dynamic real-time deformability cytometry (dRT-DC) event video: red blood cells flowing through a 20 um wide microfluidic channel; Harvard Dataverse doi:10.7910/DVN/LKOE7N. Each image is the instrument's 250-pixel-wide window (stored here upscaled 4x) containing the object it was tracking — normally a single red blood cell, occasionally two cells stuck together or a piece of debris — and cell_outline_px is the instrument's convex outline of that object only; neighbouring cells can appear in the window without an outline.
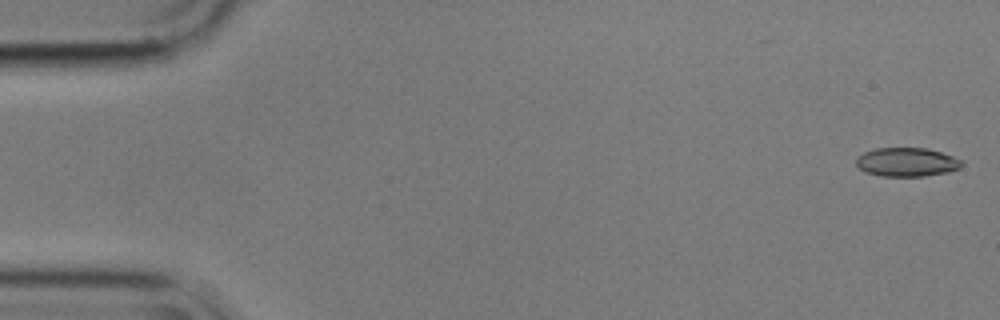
{"species": "common noctule bat (a hibernating species)", "species_latin": "Nyctalus noctula", "temperature_condition": "cold", "stored_images_in_passage": 14, "camera_frame_rate_fps": 3000, "um_per_image_px": 0.085, "animal": {"sex": "male", "body_mass_g": 17.9}, "frame": {"image": 1, "passage_image": 1, "time_ms": 0.0, "image_size_px": [1000, 320], "cell_outline_px": [[964, 164], [960, 168], [948, 172], [924, 176], [880, 176], [864, 172], [856, 164], [856, 160], [864, 152], [876, 148], [928, 148], [964, 160]], "centroid_in_image_um": [77.11, 13.78], "position_along_channel_um": 7.9, "area_um2": 17.8}}
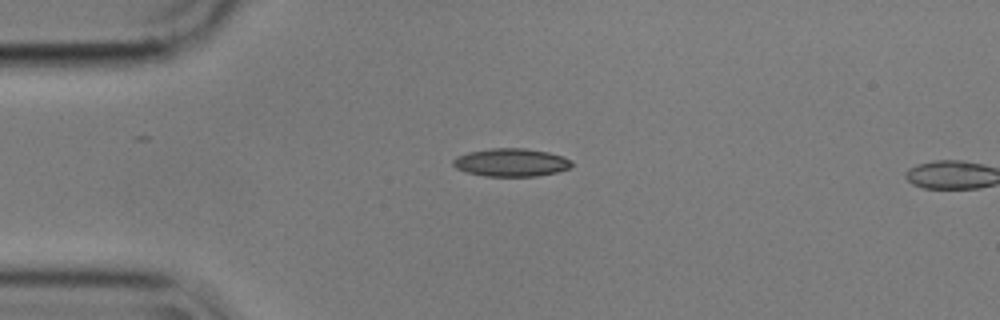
{"frame": {"image": 2, "passage_image": 13, "time_ms": 4.0, "image_size_px": [1000, 320], "cell_outline_px": [[572, 164], [568, 168], [556, 172], [536, 176], [484, 176], [468, 172], [456, 168], [452, 164], [452, 160], [456, 156], [468, 152], [492, 148], [524, 148], [548, 152], [564, 156], [572, 160]], "centroid_in_image_um": [43.43, 13.8], "position_along_channel_um": 41.6, "area_um2": 19.36}}